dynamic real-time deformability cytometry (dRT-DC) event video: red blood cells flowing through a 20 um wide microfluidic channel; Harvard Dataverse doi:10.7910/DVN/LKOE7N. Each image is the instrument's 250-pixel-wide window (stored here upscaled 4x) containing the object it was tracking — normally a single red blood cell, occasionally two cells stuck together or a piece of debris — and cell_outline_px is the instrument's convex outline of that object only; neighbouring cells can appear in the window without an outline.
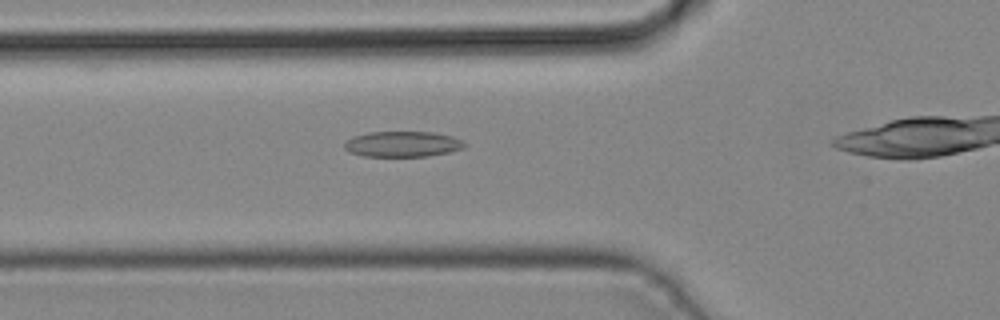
{"species": "common noctule bat (a hibernating species)", "species_latin": "Nyctalus noctula", "temperature_condition": "cold", "stored_images_in_passage": 4, "camera_frame_rate_fps": 3000, "um_per_image_px": 0.085, "animal": {"sex": "male", "body_mass_g": 19.2, "forearm_length_mm": 51.8}, "frame": {"image": 1, "passage_image": 3, "time_ms": 0.667, "image_size_px": [1000, 320], "cell_outline_px": [[468, 144], [464, 148], [448, 152], [428, 156], [364, 156], [348, 152], [344, 148], [344, 144], [352, 136], [368, 132], [432, 132], [452, 136]], "centroid_in_image_um": [34.2, 12.24], "position_along_channel_um": 91.6, "area_um2": 17.92}}